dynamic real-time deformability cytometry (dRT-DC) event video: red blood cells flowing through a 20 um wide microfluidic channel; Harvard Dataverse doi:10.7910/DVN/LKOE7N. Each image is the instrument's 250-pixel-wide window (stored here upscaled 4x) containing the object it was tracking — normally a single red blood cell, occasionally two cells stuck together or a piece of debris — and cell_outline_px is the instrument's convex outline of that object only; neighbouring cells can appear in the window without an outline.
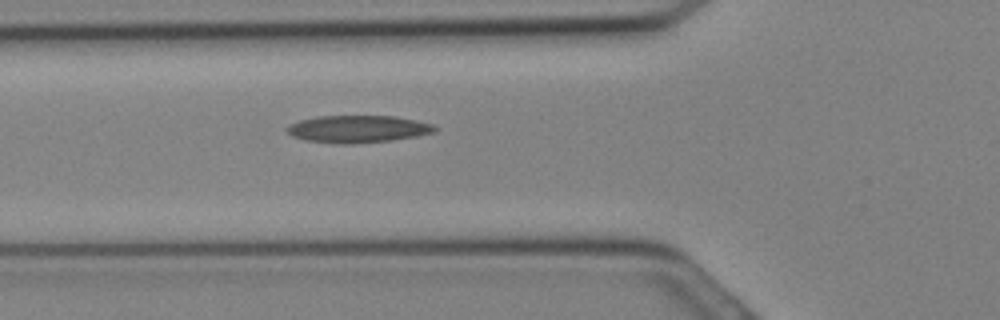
{"species": "Egyptian fruit bat (a non-hibernating species)", "species_latin": "Rousettus aegyptiacus", "temperature_condition": "cold", "stored_images_in_passage": 12, "camera_frame_rate_fps": 3000, "um_per_image_px": 0.085, "animal": {"sex": "female"}, "frame": {"image": 1, "passage_image": 10, "time_ms": 3.0, "image_size_px": [1000, 320], "cell_outline_px": [[440, 128], [432, 132], [416, 136], [392, 140], [352, 144], [340, 144], [304, 140], [292, 136], [284, 128], [288, 124], [300, 120], [316, 116], [396, 116], [416, 120], [432, 124]], "centroid_in_image_um": [30.38, 10.96], "position_along_channel_um": 95.4, "area_um2": 23.64}}
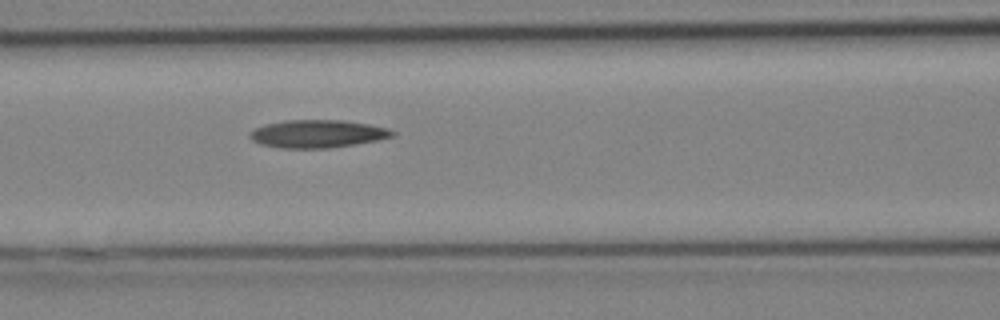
{"frame": {"image": 2, "passage_image": 12, "time_ms": 3.667, "image_size_px": [1000, 320], "cell_outline_px": [[396, 136], [380, 140], [328, 148], [280, 148], [260, 144], [252, 140], [248, 136], [256, 128], [268, 124], [288, 120], [344, 120], [368, 124], [388, 128], [396, 132]], "centroid_in_image_um": [27.05, 11.38], "position_along_channel_um": 139.6, "area_um2": 23.06}}